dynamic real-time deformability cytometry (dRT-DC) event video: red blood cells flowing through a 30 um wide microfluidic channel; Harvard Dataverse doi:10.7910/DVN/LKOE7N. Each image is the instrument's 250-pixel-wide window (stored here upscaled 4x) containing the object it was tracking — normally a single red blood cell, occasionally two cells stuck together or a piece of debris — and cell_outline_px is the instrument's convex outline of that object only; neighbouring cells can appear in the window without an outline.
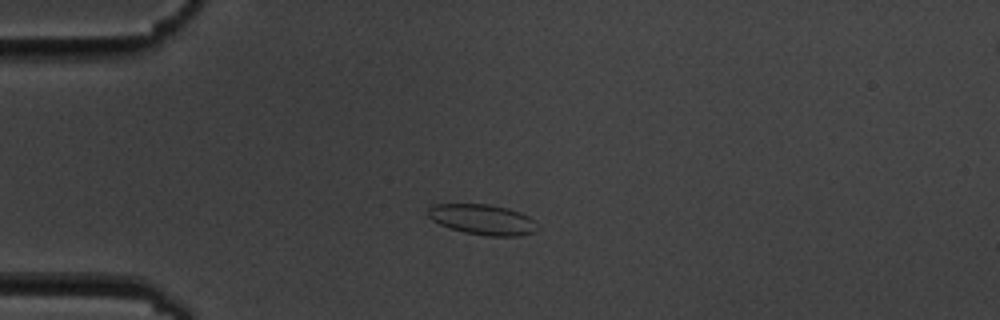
{"species": "common noctule bat (a hibernating species)", "species_latin": "Nyctalus noctula", "temperature_condition": "cold", "stored_images_in_passage": 8, "camera_frame_rate_fps": 3000, "um_per_image_px": 0.085, "animal": {"sex": "male", "body_mass_g": 19.5, "forearm_length_mm": 54.6}, "frame": {"image": 1, "passage_image": 5, "time_ms": 4.667, "image_size_px": [1000, 320], "cell_outline_px": [[536, 228], [532, 232], [520, 236], [488, 236], [464, 232], [440, 224], [432, 220], [428, 216], [428, 208], [432, 204], [488, 204], [508, 208], [520, 212], [528, 216], [532, 220]], "centroid_in_image_um": [40.98, 18.65], "position_along_channel_um": 44.0, "area_um2": 19.13}}
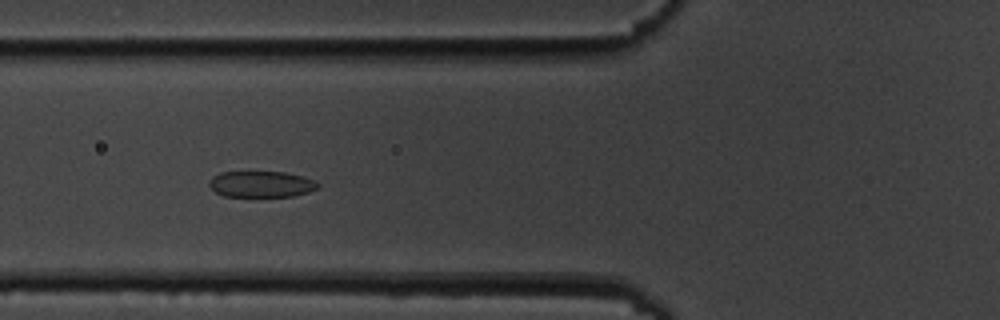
{"frame": {"image": 2, "passage_image": 7, "time_ms": 7.0, "image_size_px": [1000, 320], "cell_outline_px": [[320, 184], [316, 188], [308, 192], [292, 196], [224, 196], [216, 192], [208, 184], [212, 176], [220, 172], [284, 172], [304, 176], [316, 180]], "centroid_in_image_um": [22.22, 15.64], "position_along_channel_um": 103.6, "area_um2": 16.53}}
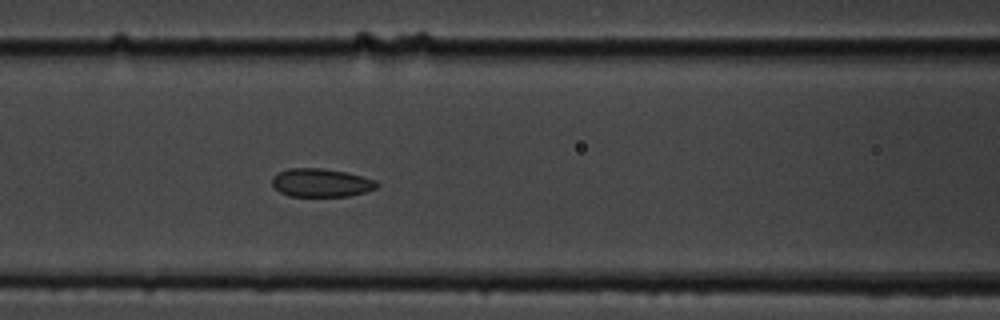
{"frame": {"image": 3, "passage_image": 8, "time_ms": 8.0, "image_size_px": [1000, 320], "cell_outline_px": [[380, 184], [376, 188], [364, 192], [348, 196], [288, 196], [280, 192], [272, 184], [272, 176], [288, 168], [324, 168], [348, 172], [376, 180]], "centroid_in_image_um": [27.31, 15.52], "position_along_channel_um": 139.3, "area_um2": 17.4}}